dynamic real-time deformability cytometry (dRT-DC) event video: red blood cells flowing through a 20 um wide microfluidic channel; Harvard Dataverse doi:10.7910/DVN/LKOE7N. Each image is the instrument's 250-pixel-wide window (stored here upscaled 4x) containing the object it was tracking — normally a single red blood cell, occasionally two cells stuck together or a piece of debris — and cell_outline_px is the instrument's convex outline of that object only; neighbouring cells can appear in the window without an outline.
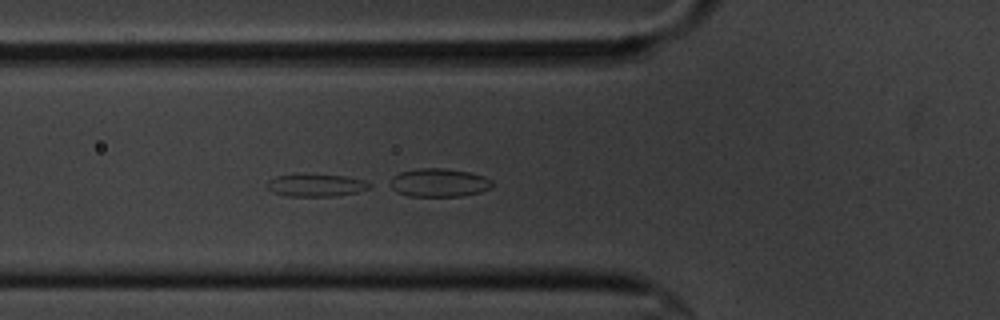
{"species": "common noctule bat (a hibernating species)", "species_latin": "Nyctalus noctula", "temperature_condition": "cold", "stored_images_in_passage": 58, "segment_of_instrument_passage": [2, 2], "camera_frame_rate_fps": 3000, "um_per_image_px": 0.085, "animal": {"sex": "male", "body_mass_g": 20.1, "forearm_length_mm": 53.5}, "frame": {"image": 1, "passage_image": 20, "time_ms": 6.333, "image_size_px": [1000, 320], "cell_outline_px": [[372, 184], [368, 188], [356, 192], [336, 196], [288, 196], [272, 192], [268, 188], [268, 180], [276, 176], [344, 176], [364, 180]], "centroid_in_image_um": [26.88, 15.78], "position_along_channel_um": 98.9, "area_um2": 12.77}}
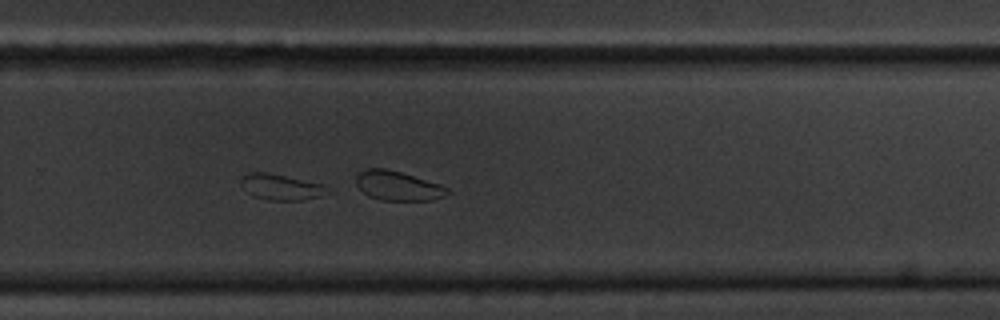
{"frame": {"image": 2, "passage_image": 38, "time_ms": 12.333, "image_size_px": [1000, 320], "cell_outline_px": [[332, 192], [320, 196], [300, 200], [268, 200], [252, 196], [244, 188], [240, 180], [248, 172], [268, 172], [320, 184]], "centroid_in_image_um": [23.86, 15.9], "position_along_channel_um": 305.9, "area_um2": 12.77}}
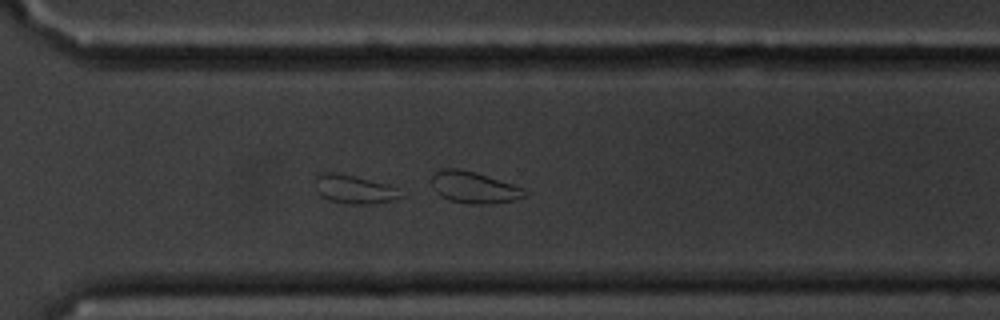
{"frame": {"image": 3, "passage_image": 41, "time_ms": 13.333, "image_size_px": [1000, 320], "cell_outline_px": [[404, 196], [392, 200], [372, 204], [352, 204], [328, 200], [320, 196], [312, 180], [316, 172], [336, 172], [356, 176], [384, 184], [396, 188]], "centroid_in_image_um": [30.0, 16.07], "position_along_channel_um": 340.6, "area_um2": 14.45}}